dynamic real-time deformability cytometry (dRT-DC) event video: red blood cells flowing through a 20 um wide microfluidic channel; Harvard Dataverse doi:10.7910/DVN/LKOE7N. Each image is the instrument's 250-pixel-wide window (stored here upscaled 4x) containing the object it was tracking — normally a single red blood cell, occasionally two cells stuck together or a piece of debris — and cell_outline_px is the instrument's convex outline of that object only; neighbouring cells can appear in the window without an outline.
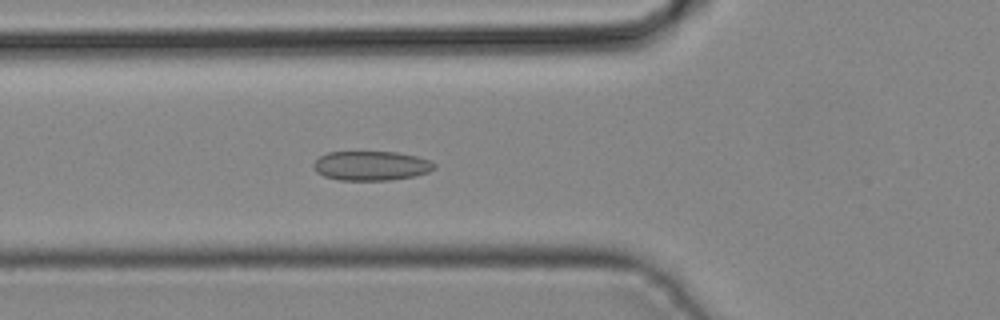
{"species": "common noctule bat (a hibernating species)", "species_latin": "Nyctalus noctula", "temperature_condition": "cold", "stored_images_in_passage": 36, "camera_frame_rate_fps": 3000, "um_per_image_px": 0.085, "animal": {"sex": "male", "body_mass_g": 19.2, "forearm_length_mm": 51.8}, "frame": {"image": 1, "passage_image": 14, "time_ms": 4.333, "image_size_px": [1000, 320], "cell_outline_px": [[436, 168], [428, 172], [412, 176], [388, 180], [340, 180], [324, 176], [316, 172], [312, 164], [320, 156], [328, 152], [396, 152], [416, 156], [432, 160], [436, 164]], "centroid_in_image_um": [31.56, 14.08], "position_along_channel_um": 94.2, "area_um2": 20.69}}
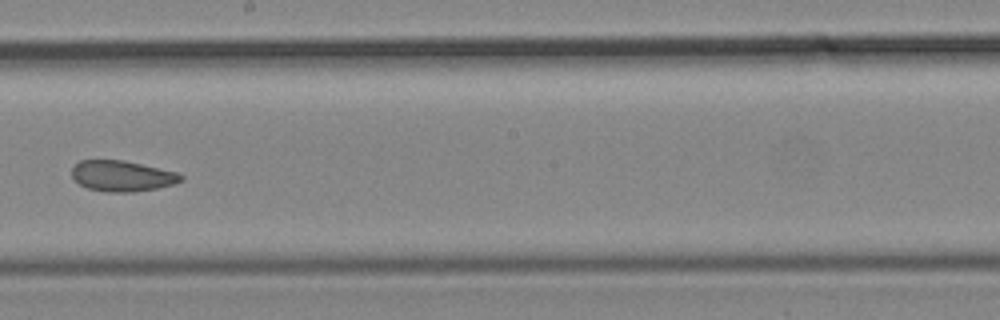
{"frame": {"image": 2, "passage_image": 23, "time_ms": 7.333, "image_size_px": [1000, 320], "cell_outline_px": [[184, 180], [176, 184], [156, 188], [132, 192], [108, 192], [88, 188], [80, 184], [72, 176], [72, 168], [80, 160], [124, 160], [176, 172], [184, 176]], "centroid_in_image_um": [10.41, 14.96], "position_along_channel_um": 237.8, "area_um2": 19.48}}
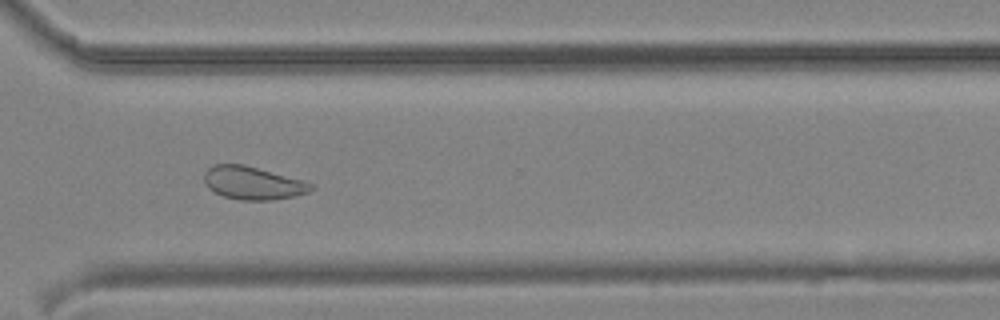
{"frame": {"image": 3, "passage_image": 30, "time_ms": 9.667, "image_size_px": [1000, 320], "cell_outline_px": [[316, 188], [308, 192], [296, 196], [272, 200], [240, 200], [224, 196], [208, 188], [204, 180], [204, 172], [208, 168], [216, 164], [244, 164], [304, 180], [312, 184]], "centroid_in_image_um": [21.52, 15.55], "position_along_channel_um": 349.1, "area_um2": 20.63}}